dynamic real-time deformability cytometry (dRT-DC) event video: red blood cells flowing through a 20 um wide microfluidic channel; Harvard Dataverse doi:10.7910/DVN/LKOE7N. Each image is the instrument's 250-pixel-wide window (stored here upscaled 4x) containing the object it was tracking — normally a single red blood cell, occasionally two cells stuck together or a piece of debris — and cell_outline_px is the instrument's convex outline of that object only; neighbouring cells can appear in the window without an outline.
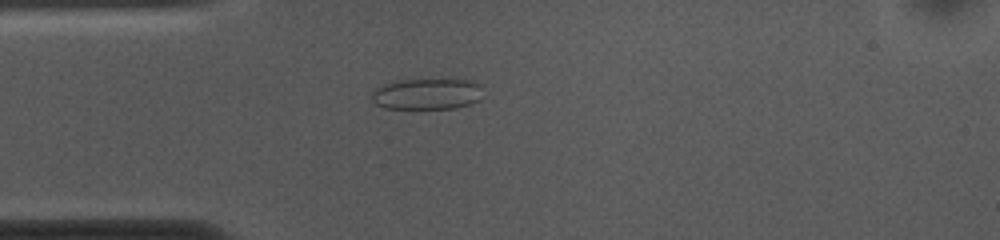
{"species": "common noctule bat (a hibernating species)", "species_latin": "Nyctalus noctula", "temperature_condition": "cold", "stored_images_in_passage": 53, "camera_frame_rate_fps": 3000, "um_per_image_px": 0.085, "animal": {"sex": "female", "body_mass_g": 10.0, "forearm_length_mm": 53.1}, "frame": {"image": 1, "passage_image": 13, "time_ms": 4.0, "image_size_px": [1000, 240], "cell_outline_px": [[484, 96], [480, 100], [456, 108], [384, 108], [376, 104], [372, 100], [372, 92], [376, 88], [384, 84], [404, 80], [476, 80], [480, 84]], "centroid_in_image_um": [36.35, 7.99], "position_along_channel_um": 48.6, "area_um2": 20.11}}
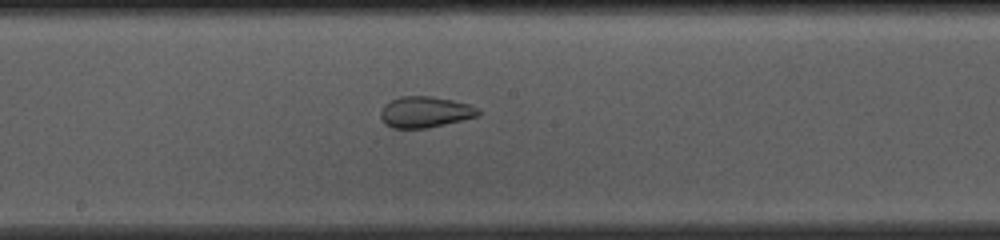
{"frame": {"image": 2, "passage_image": 27, "time_ms": 8.667, "image_size_px": [1000, 240], "cell_outline_px": [[480, 116], [428, 128], [392, 128], [384, 124], [380, 116], [380, 112], [384, 104], [400, 96], [432, 96], [452, 100], [468, 104], [480, 108]], "centroid_in_image_um": [36.14, 9.52], "position_along_channel_um": 212.1, "area_um2": 17.86}}
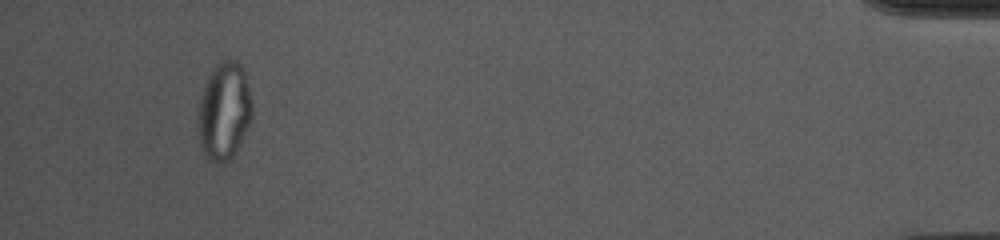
{"frame": {"image": 3, "passage_image": 50, "time_ms": 16.333, "image_size_px": [1000, 240], "cell_outline_px": [[252, 116], [236, 152], [228, 160], [216, 164], [208, 160], [204, 156], [200, 144], [200, 100], [208, 76], [216, 64], [224, 60], [236, 60], [244, 68], [252, 100]], "centroid_in_image_um": [19.08, 9.44], "position_along_channel_um": 416.1, "area_um2": 30.35}}